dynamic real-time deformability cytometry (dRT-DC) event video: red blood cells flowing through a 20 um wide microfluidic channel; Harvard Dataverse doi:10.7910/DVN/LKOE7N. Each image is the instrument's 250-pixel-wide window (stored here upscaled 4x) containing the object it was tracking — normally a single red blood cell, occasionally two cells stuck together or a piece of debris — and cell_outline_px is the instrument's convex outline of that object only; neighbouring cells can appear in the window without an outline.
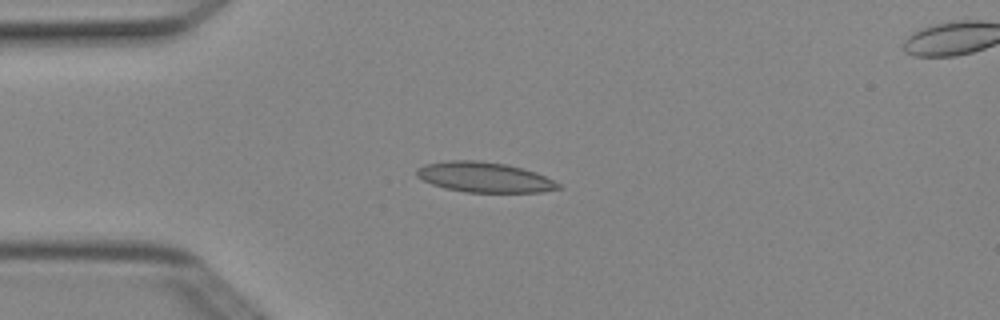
{"species": "Egyptian fruit bat (a non-hibernating species)", "species_latin": "Rousettus aegyptiacus", "temperature_condition": "cold", "stored_images_in_passage": 6, "camera_frame_rate_fps": 3000, "um_per_image_px": 0.085, "animal": {"sex": "female"}, "frame": {"image": 1, "passage_image": 3, "time_ms": 0.667, "image_size_px": [1000, 320], "cell_outline_px": [[564, 188], [544, 192], [464, 192], [444, 188], [432, 184], [416, 176], [416, 168], [424, 164], [444, 160], [480, 160], [508, 164], [524, 168], [536, 172], [560, 184]], "centroid_in_image_um": [41.17, 15.05], "position_along_channel_um": 43.8, "area_um2": 25.26}}
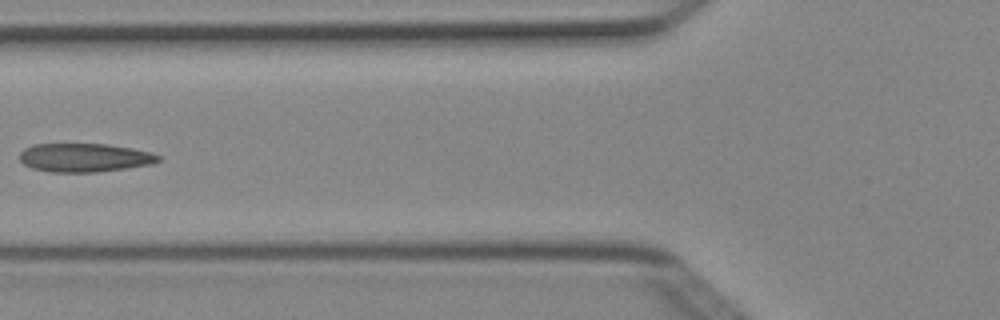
{"frame": {"image": 2, "passage_image": 5, "time_ms": 1.333, "image_size_px": [1000, 320], "cell_outline_px": [[160, 160], [152, 164], [96, 172], [52, 172], [32, 168], [24, 164], [20, 160], [20, 152], [24, 148], [32, 144], [108, 144], [132, 148], [152, 152], [160, 156]], "centroid_in_image_um": [7.17, 13.39], "position_along_channel_um": 118.6, "area_um2": 23.12}}
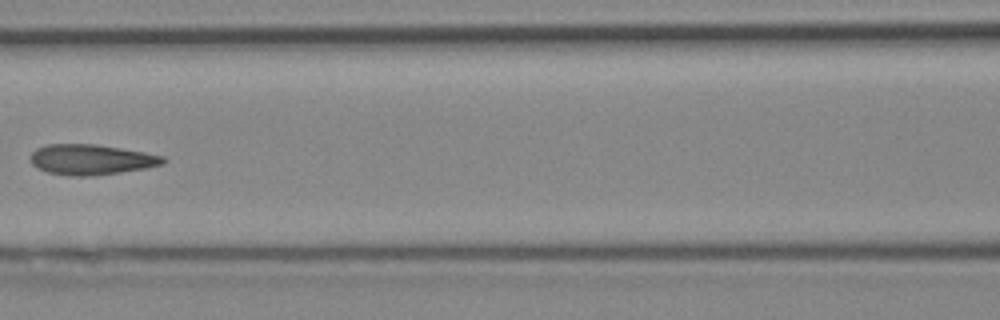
{"frame": {"image": 3, "passage_image": 6, "time_ms": 1.667, "image_size_px": [1000, 320], "cell_outline_px": [[168, 160], [164, 164], [148, 168], [92, 176], [68, 176], [48, 172], [36, 168], [32, 164], [32, 152], [36, 148], [48, 144], [96, 144], [144, 152], [164, 156]], "centroid_in_image_um": [7.78, 13.57], "position_along_channel_um": 158.8, "area_um2": 23.58}}